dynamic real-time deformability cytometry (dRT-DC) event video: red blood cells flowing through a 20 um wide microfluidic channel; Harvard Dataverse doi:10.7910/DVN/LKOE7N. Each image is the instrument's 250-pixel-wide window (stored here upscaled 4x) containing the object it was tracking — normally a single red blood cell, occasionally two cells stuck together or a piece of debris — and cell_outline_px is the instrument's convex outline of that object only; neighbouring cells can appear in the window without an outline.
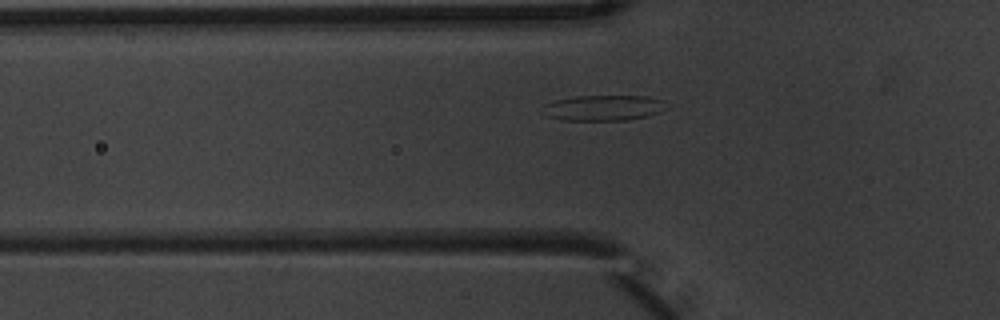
{"species": "common noctule bat (a hibernating species)", "species_latin": "Nyctalus noctula", "temperature_condition": "warm", "stored_images_in_passage": 8, "camera_frame_rate_fps": 3000, "um_per_image_px": 0.085, "animal": {"sex": "male", "body_mass_g": 20.1, "forearm_length_mm": 53.5}, "frame": {"image": 1, "passage_image": 7, "time_ms": 2.0, "image_size_px": [1000, 320], "cell_outline_px": [[664, 100], [660, 112], [648, 116], [628, 120], [560, 120], [548, 116], [544, 104], [556, 100], [576, 96], [648, 96]], "centroid_in_image_um": [51.31, 9.17], "position_along_channel_um": 74.5, "area_um2": 18.09}}
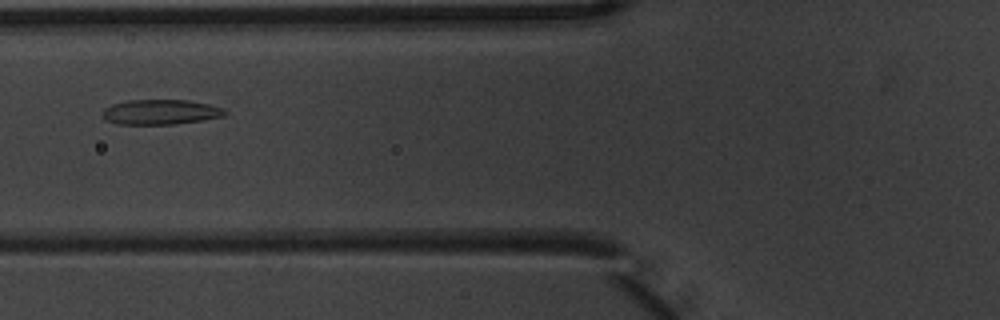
{"frame": {"image": 2, "passage_image": 8, "time_ms": 2.333, "image_size_px": [1000, 320], "cell_outline_px": [[228, 112], [224, 116], [176, 124], [116, 124], [100, 116], [104, 108], [112, 104], [128, 100], [188, 100], [208, 104], [224, 108]], "centroid_in_image_um": [13.63, 9.52], "position_along_channel_um": 112.2, "area_um2": 17.86}}